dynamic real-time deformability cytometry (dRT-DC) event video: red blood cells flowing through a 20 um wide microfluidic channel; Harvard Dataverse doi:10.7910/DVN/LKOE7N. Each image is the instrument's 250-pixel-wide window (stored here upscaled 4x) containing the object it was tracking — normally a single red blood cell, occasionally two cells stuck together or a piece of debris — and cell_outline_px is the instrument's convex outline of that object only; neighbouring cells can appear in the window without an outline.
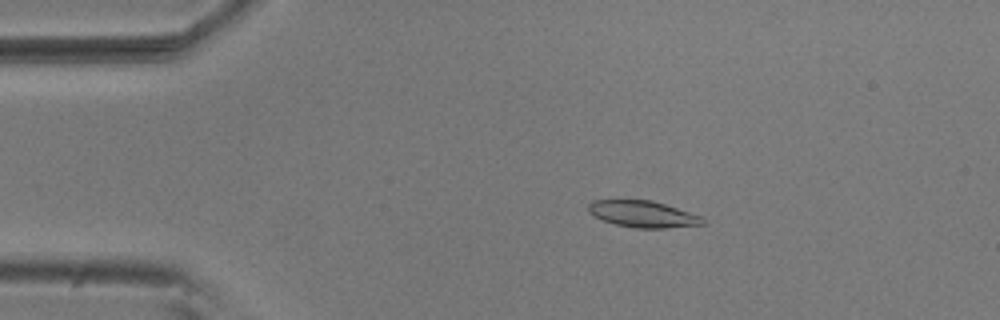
{"species": "common noctule bat (a hibernating species)", "species_latin": "Nyctalus noctula", "temperature_condition": "room temperature", "stored_images_in_passage": 42, "camera_frame_rate_fps": 3000, "um_per_image_px": 0.085, "animal": {"sex": "male", "body_mass_g": 20.5, "forearm_length_mm": 52.5}, "frame": {"image": 1, "passage_image": 1, "time_ms": 0.0, "image_size_px": [1000, 320], "cell_outline_px": [[708, 224], [668, 228], [636, 228], [616, 224], [604, 220], [588, 212], [588, 204], [592, 200], [652, 200], [704, 216]], "centroid_in_image_um": [54.73, 18.2], "position_along_channel_um": 30.3, "area_um2": 17.86}}
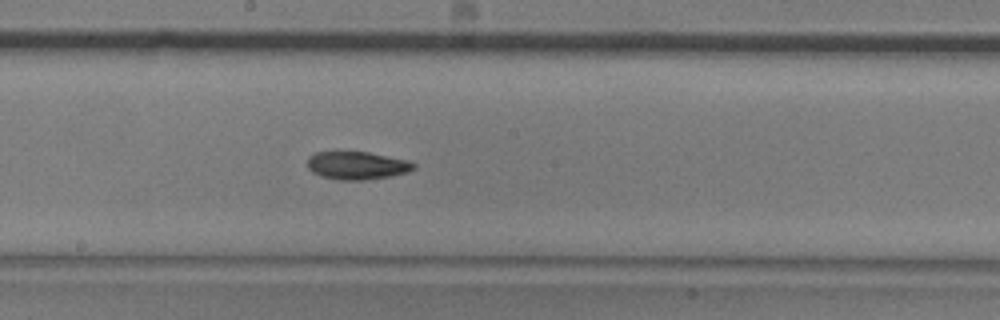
{"frame": {"image": 2, "passage_image": 20, "time_ms": 6.333, "image_size_px": [1000, 320], "cell_outline_px": [[416, 168], [408, 172], [388, 176], [364, 180], [340, 180], [320, 176], [312, 172], [308, 168], [308, 156], [316, 152], [368, 152], [408, 160], [416, 164]], "centroid_in_image_um": [30.34, 14.06], "position_along_channel_um": 217.9, "area_um2": 17.28}}
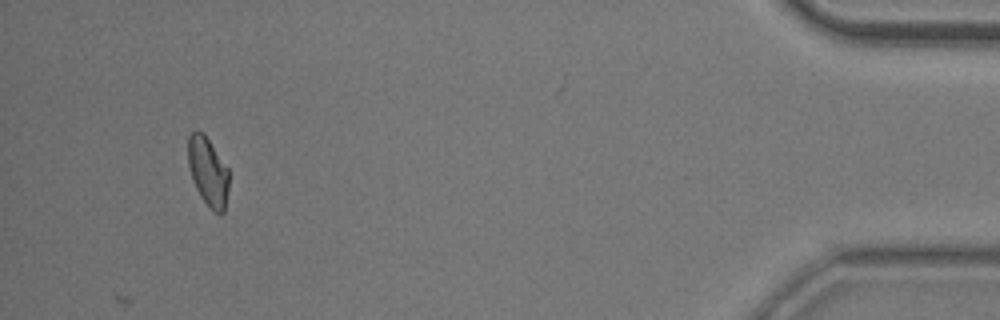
{"frame": {"image": 3, "passage_image": 42, "time_ms": 13.667, "image_size_px": [1000, 320], "cell_outline_px": [[228, 188], [224, 212], [220, 216], [200, 196], [196, 188], [188, 164], [188, 136], [196, 128], [204, 132], [228, 168]], "centroid_in_image_um": [17.68, 14.53], "position_along_channel_um": 417.5, "area_um2": 16.3}, "authors_computed_cell_mechanics": {"area_um2": 17.3111, "velocity_mm_per_s": 3.7015, "shape_relaxation_time_tau1_ms": 3.4656, "shape_relaxation_time_tau2_ms": 3.3042, "deformation_change_tau1": 0.1079, "deformation_change_tau2": 0.073}}